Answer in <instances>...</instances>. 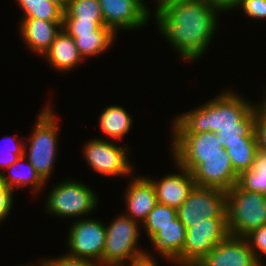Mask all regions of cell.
<instances>
[{
  "label": "cell",
  "mask_w": 266,
  "mask_h": 266,
  "mask_svg": "<svg viewBox=\"0 0 266 266\" xmlns=\"http://www.w3.org/2000/svg\"><path fill=\"white\" fill-rule=\"evenodd\" d=\"M129 179L130 183L127 184L123 193L124 210L126 211L123 213L142 224L157 204L155 187L151 180L144 175L136 177L132 175Z\"/></svg>",
  "instance_id": "obj_15"
},
{
  "label": "cell",
  "mask_w": 266,
  "mask_h": 266,
  "mask_svg": "<svg viewBox=\"0 0 266 266\" xmlns=\"http://www.w3.org/2000/svg\"><path fill=\"white\" fill-rule=\"evenodd\" d=\"M177 217V209L157 203L142 223L146 238L154 236L162 227L171 223Z\"/></svg>",
  "instance_id": "obj_27"
},
{
  "label": "cell",
  "mask_w": 266,
  "mask_h": 266,
  "mask_svg": "<svg viewBox=\"0 0 266 266\" xmlns=\"http://www.w3.org/2000/svg\"><path fill=\"white\" fill-rule=\"evenodd\" d=\"M127 266H160V265L158 264V259H148L142 257L141 259H138Z\"/></svg>",
  "instance_id": "obj_35"
},
{
  "label": "cell",
  "mask_w": 266,
  "mask_h": 266,
  "mask_svg": "<svg viewBox=\"0 0 266 266\" xmlns=\"http://www.w3.org/2000/svg\"><path fill=\"white\" fill-rule=\"evenodd\" d=\"M258 266H266V263H259Z\"/></svg>",
  "instance_id": "obj_39"
},
{
  "label": "cell",
  "mask_w": 266,
  "mask_h": 266,
  "mask_svg": "<svg viewBox=\"0 0 266 266\" xmlns=\"http://www.w3.org/2000/svg\"><path fill=\"white\" fill-rule=\"evenodd\" d=\"M48 101L38 112L31 135L22 136L26 140L24 156L46 183L53 175L61 131L59 114L55 113V106Z\"/></svg>",
  "instance_id": "obj_3"
},
{
  "label": "cell",
  "mask_w": 266,
  "mask_h": 266,
  "mask_svg": "<svg viewBox=\"0 0 266 266\" xmlns=\"http://www.w3.org/2000/svg\"><path fill=\"white\" fill-rule=\"evenodd\" d=\"M236 184L246 191L266 194V155L259 153L253 168L238 174Z\"/></svg>",
  "instance_id": "obj_25"
},
{
  "label": "cell",
  "mask_w": 266,
  "mask_h": 266,
  "mask_svg": "<svg viewBox=\"0 0 266 266\" xmlns=\"http://www.w3.org/2000/svg\"><path fill=\"white\" fill-rule=\"evenodd\" d=\"M79 50L80 55L86 61L87 58L100 56L110 50L116 42L117 35L107 26H100L92 34H68Z\"/></svg>",
  "instance_id": "obj_22"
},
{
  "label": "cell",
  "mask_w": 266,
  "mask_h": 266,
  "mask_svg": "<svg viewBox=\"0 0 266 266\" xmlns=\"http://www.w3.org/2000/svg\"><path fill=\"white\" fill-rule=\"evenodd\" d=\"M106 241L102 266H127L144 257L145 250L139 246L142 224L120 213L106 224Z\"/></svg>",
  "instance_id": "obj_5"
},
{
  "label": "cell",
  "mask_w": 266,
  "mask_h": 266,
  "mask_svg": "<svg viewBox=\"0 0 266 266\" xmlns=\"http://www.w3.org/2000/svg\"><path fill=\"white\" fill-rule=\"evenodd\" d=\"M18 266H38V264L35 265V264H32V262H31L30 264L29 263L28 264H23V265L21 264V265H18Z\"/></svg>",
  "instance_id": "obj_38"
},
{
  "label": "cell",
  "mask_w": 266,
  "mask_h": 266,
  "mask_svg": "<svg viewBox=\"0 0 266 266\" xmlns=\"http://www.w3.org/2000/svg\"><path fill=\"white\" fill-rule=\"evenodd\" d=\"M6 172L0 174V183L14 192L16 189L29 186L32 195L40 196L47 185L25 156H21L6 169Z\"/></svg>",
  "instance_id": "obj_20"
},
{
  "label": "cell",
  "mask_w": 266,
  "mask_h": 266,
  "mask_svg": "<svg viewBox=\"0 0 266 266\" xmlns=\"http://www.w3.org/2000/svg\"><path fill=\"white\" fill-rule=\"evenodd\" d=\"M105 23H94L93 21H78L74 17H63L62 29L67 34H92Z\"/></svg>",
  "instance_id": "obj_33"
},
{
  "label": "cell",
  "mask_w": 266,
  "mask_h": 266,
  "mask_svg": "<svg viewBox=\"0 0 266 266\" xmlns=\"http://www.w3.org/2000/svg\"><path fill=\"white\" fill-rule=\"evenodd\" d=\"M171 157H206L224 155L220 135L215 132L170 134Z\"/></svg>",
  "instance_id": "obj_16"
},
{
  "label": "cell",
  "mask_w": 266,
  "mask_h": 266,
  "mask_svg": "<svg viewBox=\"0 0 266 266\" xmlns=\"http://www.w3.org/2000/svg\"><path fill=\"white\" fill-rule=\"evenodd\" d=\"M224 89L207 102L178 113L170 122L171 134L215 132L220 142L257 141L255 119L257 103L239 91Z\"/></svg>",
  "instance_id": "obj_2"
},
{
  "label": "cell",
  "mask_w": 266,
  "mask_h": 266,
  "mask_svg": "<svg viewBox=\"0 0 266 266\" xmlns=\"http://www.w3.org/2000/svg\"><path fill=\"white\" fill-rule=\"evenodd\" d=\"M236 9L255 21L266 20V0H235L227 7V12Z\"/></svg>",
  "instance_id": "obj_29"
},
{
  "label": "cell",
  "mask_w": 266,
  "mask_h": 266,
  "mask_svg": "<svg viewBox=\"0 0 266 266\" xmlns=\"http://www.w3.org/2000/svg\"><path fill=\"white\" fill-rule=\"evenodd\" d=\"M217 1H219L223 6L227 8L235 0H217Z\"/></svg>",
  "instance_id": "obj_37"
},
{
  "label": "cell",
  "mask_w": 266,
  "mask_h": 266,
  "mask_svg": "<svg viewBox=\"0 0 266 266\" xmlns=\"http://www.w3.org/2000/svg\"><path fill=\"white\" fill-rule=\"evenodd\" d=\"M186 238V227L180 219L176 217L170 224L162 227L149 240L152 243L153 251L149 250L144 253V257L148 259H157L158 255L162 260L173 263L178 266V255L184 248ZM153 252V253H150ZM149 252V253H148ZM155 253V254H154Z\"/></svg>",
  "instance_id": "obj_17"
},
{
  "label": "cell",
  "mask_w": 266,
  "mask_h": 266,
  "mask_svg": "<svg viewBox=\"0 0 266 266\" xmlns=\"http://www.w3.org/2000/svg\"><path fill=\"white\" fill-rule=\"evenodd\" d=\"M105 26L116 35L119 31L145 28L151 21L153 11L145 0H98ZM149 3V5H148Z\"/></svg>",
  "instance_id": "obj_12"
},
{
  "label": "cell",
  "mask_w": 266,
  "mask_h": 266,
  "mask_svg": "<svg viewBox=\"0 0 266 266\" xmlns=\"http://www.w3.org/2000/svg\"><path fill=\"white\" fill-rule=\"evenodd\" d=\"M3 140H1L2 143L0 142V174L24 156L25 150V138L21 139L17 134L4 136Z\"/></svg>",
  "instance_id": "obj_28"
},
{
  "label": "cell",
  "mask_w": 266,
  "mask_h": 266,
  "mask_svg": "<svg viewBox=\"0 0 266 266\" xmlns=\"http://www.w3.org/2000/svg\"><path fill=\"white\" fill-rule=\"evenodd\" d=\"M55 184V185H54ZM44 200V212L63 219H80L89 216L99 206L94 189L76 179L54 183Z\"/></svg>",
  "instance_id": "obj_4"
},
{
  "label": "cell",
  "mask_w": 266,
  "mask_h": 266,
  "mask_svg": "<svg viewBox=\"0 0 266 266\" xmlns=\"http://www.w3.org/2000/svg\"><path fill=\"white\" fill-rule=\"evenodd\" d=\"M229 235L227 218H207L186 229L184 248L178 266H195Z\"/></svg>",
  "instance_id": "obj_9"
},
{
  "label": "cell",
  "mask_w": 266,
  "mask_h": 266,
  "mask_svg": "<svg viewBox=\"0 0 266 266\" xmlns=\"http://www.w3.org/2000/svg\"><path fill=\"white\" fill-rule=\"evenodd\" d=\"M172 164L177 171L166 174L159 180L149 176L148 178L155 187L157 203L178 209L196 184L190 171L174 160Z\"/></svg>",
  "instance_id": "obj_14"
},
{
  "label": "cell",
  "mask_w": 266,
  "mask_h": 266,
  "mask_svg": "<svg viewBox=\"0 0 266 266\" xmlns=\"http://www.w3.org/2000/svg\"><path fill=\"white\" fill-rule=\"evenodd\" d=\"M259 263H266V225L252 230L245 236ZM264 256V257H263Z\"/></svg>",
  "instance_id": "obj_31"
},
{
  "label": "cell",
  "mask_w": 266,
  "mask_h": 266,
  "mask_svg": "<svg viewBox=\"0 0 266 266\" xmlns=\"http://www.w3.org/2000/svg\"><path fill=\"white\" fill-rule=\"evenodd\" d=\"M66 240V254L86 259L102 266V256L106 241L104 221L87 217L76 219L69 224Z\"/></svg>",
  "instance_id": "obj_10"
},
{
  "label": "cell",
  "mask_w": 266,
  "mask_h": 266,
  "mask_svg": "<svg viewBox=\"0 0 266 266\" xmlns=\"http://www.w3.org/2000/svg\"><path fill=\"white\" fill-rule=\"evenodd\" d=\"M63 17H74L78 21L104 23L98 0H71Z\"/></svg>",
  "instance_id": "obj_26"
},
{
  "label": "cell",
  "mask_w": 266,
  "mask_h": 266,
  "mask_svg": "<svg viewBox=\"0 0 266 266\" xmlns=\"http://www.w3.org/2000/svg\"><path fill=\"white\" fill-rule=\"evenodd\" d=\"M265 91V92H264ZM262 93L261 102L257 105L255 132L258 141L259 153L266 155V88Z\"/></svg>",
  "instance_id": "obj_30"
},
{
  "label": "cell",
  "mask_w": 266,
  "mask_h": 266,
  "mask_svg": "<svg viewBox=\"0 0 266 266\" xmlns=\"http://www.w3.org/2000/svg\"><path fill=\"white\" fill-rule=\"evenodd\" d=\"M223 147L238 174L253 168L255 157L259 154L258 141L223 142Z\"/></svg>",
  "instance_id": "obj_23"
},
{
  "label": "cell",
  "mask_w": 266,
  "mask_h": 266,
  "mask_svg": "<svg viewBox=\"0 0 266 266\" xmlns=\"http://www.w3.org/2000/svg\"><path fill=\"white\" fill-rule=\"evenodd\" d=\"M14 191L0 183V225L7 220L13 208Z\"/></svg>",
  "instance_id": "obj_34"
},
{
  "label": "cell",
  "mask_w": 266,
  "mask_h": 266,
  "mask_svg": "<svg viewBox=\"0 0 266 266\" xmlns=\"http://www.w3.org/2000/svg\"><path fill=\"white\" fill-rule=\"evenodd\" d=\"M38 266H101L99 263H95L86 259H79L66 254L65 252L58 257H41L38 261Z\"/></svg>",
  "instance_id": "obj_32"
},
{
  "label": "cell",
  "mask_w": 266,
  "mask_h": 266,
  "mask_svg": "<svg viewBox=\"0 0 266 266\" xmlns=\"http://www.w3.org/2000/svg\"><path fill=\"white\" fill-rule=\"evenodd\" d=\"M229 235L245 237L266 225V194L241 189L237 184L226 191Z\"/></svg>",
  "instance_id": "obj_6"
},
{
  "label": "cell",
  "mask_w": 266,
  "mask_h": 266,
  "mask_svg": "<svg viewBox=\"0 0 266 266\" xmlns=\"http://www.w3.org/2000/svg\"><path fill=\"white\" fill-rule=\"evenodd\" d=\"M42 58H45L44 60L52 69L61 73L73 71L85 61L80 55L74 39L63 29L55 37V40Z\"/></svg>",
  "instance_id": "obj_19"
},
{
  "label": "cell",
  "mask_w": 266,
  "mask_h": 266,
  "mask_svg": "<svg viewBox=\"0 0 266 266\" xmlns=\"http://www.w3.org/2000/svg\"><path fill=\"white\" fill-rule=\"evenodd\" d=\"M98 116L100 132L113 141H121L128 135L133 126V118L126 108L116 104L107 105Z\"/></svg>",
  "instance_id": "obj_21"
},
{
  "label": "cell",
  "mask_w": 266,
  "mask_h": 266,
  "mask_svg": "<svg viewBox=\"0 0 266 266\" xmlns=\"http://www.w3.org/2000/svg\"><path fill=\"white\" fill-rule=\"evenodd\" d=\"M16 2L24 14L21 18L63 22L64 10L50 0H16Z\"/></svg>",
  "instance_id": "obj_24"
},
{
  "label": "cell",
  "mask_w": 266,
  "mask_h": 266,
  "mask_svg": "<svg viewBox=\"0 0 266 266\" xmlns=\"http://www.w3.org/2000/svg\"><path fill=\"white\" fill-rule=\"evenodd\" d=\"M18 34L22 42L36 56L41 57L50 48L55 37L62 30V22H51L36 18H22L19 21ZM20 32V33H19Z\"/></svg>",
  "instance_id": "obj_18"
},
{
  "label": "cell",
  "mask_w": 266,
  "mask_h": 266,
  "mask_svg": "<svg viewBox=\"0 0 266 266\" xmlns=\"http://www.w3.org/2000/svg\"><path fill=\"white\" fill-rule=\"evenodd\" d=\"M254 252L245 237L228 235L195 266H258Z\"/></svg>",
  "instance_id": "obj_13"
},
{
  "label": "cell",
  "mask_w": 266,
  "mask_h": 266,
  "mask_svg": "<svg viewBox=\"0 0 266 266\" xmlns=\"http://www.w3.org/2000/svg\"><path fill=\"white\" fill-rule=\"evenodd\" d=\"M82 150L87 166L98 175L129 178L136 173L135 165L129 159L131 150L127 144L122 146L108 138L93 137L84 143Z\"/></svg>",
  "instance_id": "obj_7"
},
{
  "label": "cell",
  "mask_w": 266,
  "mask_h": 266,
  "mask_svg": "<svg viewBox=\"0 0 266 266\" xmlns=\"http://www.w3.org/2000/svg\"><path fill=\"white\" fill-rule=\"evenodd\" d=\"M172 160L191 172L196 186L228 191L237 182L238 173L225 149L224 155L172 157Z\"/></svg>",
  "instance_id": "obj_8"
},
{
  "label": "cell",
  "mask_w": 266,
  "mask_h": 266,
  "mask_svg": "<svg viewBox=\"0 0 266 266\" xmlns=\"http://www.w3.org/2000/svg\"><path fill=\"white\" fill-rule=\"evenodd\" d=\"M177 217L187 228L207 218H227L226 191L195 186L177 209Z\"/></svg>",
  "instance_id": "obj_11"
},
{
  "label": "cell",
  "mask_w": 266,
  "mask_h": 266,
  "mask_svg": "<svg viewBox=\"0 0 266 266\" xmlns=\"http://www.w3.org/2000/svg\"><path fill=\"white\" fill-rule=\"evenodd\" d=\"M153 8L157 31L183 62L198 61L208 52L219 16L227 12L217 0H159Z\"/></svg>",
  "instance_id": "obj_1"
},
{
  "label": "cell",
  "mask_w": 266,
  "mask_h": 266,
  "mask_svg": "<svg viewBox=\"0 0 266 266\" xmlns=\"http://www.w3.org/2000/svg\"><path fill=\"white\" fill-rule=\"evenodd\" d=\"M52 3H55L59 7H61L64 11L67 9L69 6V2L71 0H50Z\"/></svg>",
  "instance_id": "obj_36"
}]
</instances>
